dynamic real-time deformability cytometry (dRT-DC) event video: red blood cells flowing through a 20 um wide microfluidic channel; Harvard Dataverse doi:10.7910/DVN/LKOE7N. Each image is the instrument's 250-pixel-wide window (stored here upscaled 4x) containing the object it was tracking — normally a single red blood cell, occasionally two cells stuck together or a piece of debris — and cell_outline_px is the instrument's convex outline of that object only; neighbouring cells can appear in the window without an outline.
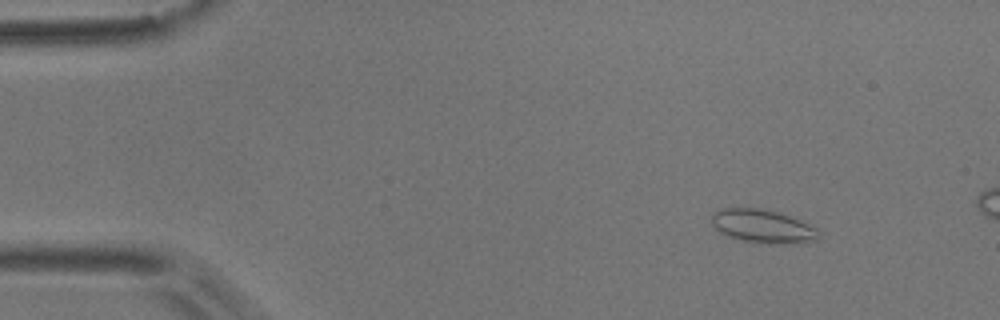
{"species": "common noctule bat (a hibernating species)", "species_latin": "Nyctalus noctula", "temperature_condition": "room temperature", "stored_images_in_passage": 14, "camera_frame_rate_fps": 3000, "um_per_image_px": 0.085, "animal": {"sex": "male", "body_mass_g": 17.9}, "frame": {"image": 1, "passage_image": 7, "time_ms": 2.0, "image_size_px": [1000, 320], "cell_outline_px": [[820, 236], [816, 240], [796, 244], [768, 244], [744, 240], [728, 236], [720, 232], [712, 224], [712, 212], [724, 208], [760, 208], [780, 212], [800, 220], [816, 228], [820, 232]], "centroid_in_image_um": [64.87, 19.23], "position_along_channel_um": 20.1, "area_um2": 20.98}}